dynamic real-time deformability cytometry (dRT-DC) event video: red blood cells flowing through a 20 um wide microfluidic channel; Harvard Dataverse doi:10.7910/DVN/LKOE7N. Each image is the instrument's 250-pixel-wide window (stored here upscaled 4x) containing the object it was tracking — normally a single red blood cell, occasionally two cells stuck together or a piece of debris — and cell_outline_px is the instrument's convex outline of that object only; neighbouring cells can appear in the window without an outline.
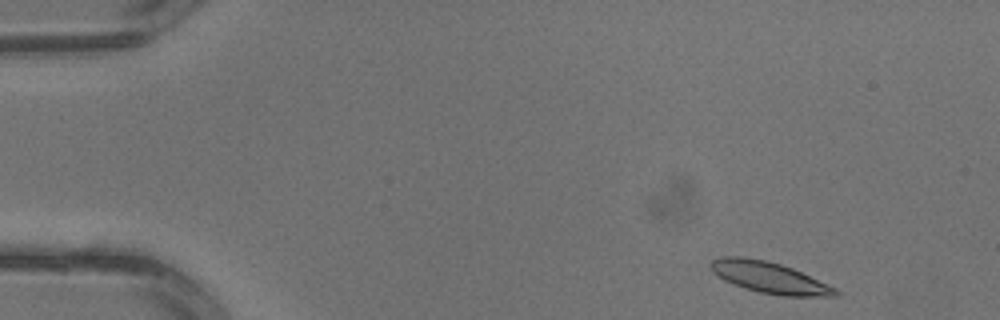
{"species": "common noctule bat (a hibernating species)", "species_latin": "Nyctalus noctula", "temperature_condition": "warm", "stored_images_in_passage": 3, "camera_frame_rate_fps": 3000, "um_per_image_px": 0.085, "animal": {"sex": "male", "body_mass_g": 13.3}, "frame": {"image": 1, "passage_image": 1, "time_ms": 0.0, "image_size_px": [1000, 320], "cell_outline_px": [[840, 292], [836, 296], [780, 296], [760, 292], [744, 288], [724, 280], [712, 272], [708, 264], [712, 260], [720, 256], [744, 256], [764, 260], [780, 264], [792, 268], [836, 288]], "centroid_in_image_um": [65.35, 23.58], "position_along_channel_um": 19.7, "area_um2": 22.72}}
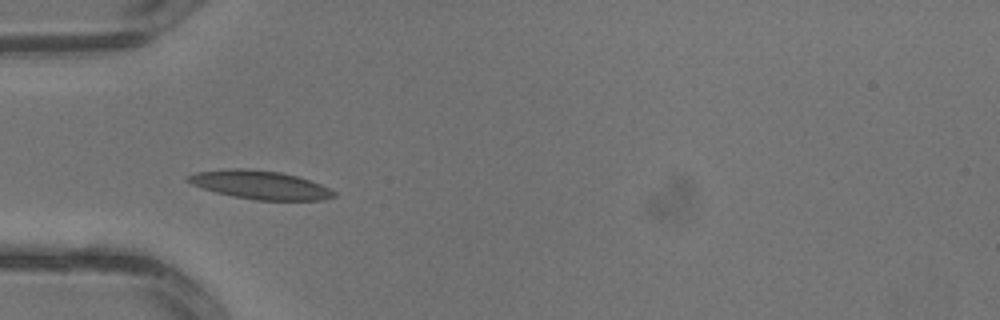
{"frame": {"image": 2, "passage_image": 3, "time_ms": 0.667, "image_size_px": [1000, 320], "cell_outline_px": [[336, 196], [324, 200], [256, 200], [232, 196], [216, 192], [192, 184], [184, 180], [188, 176], [196, 172], [232, 168], [240, 168], [280, 172], [296, 176], [320, 184], [336, 192]], "centroid_in_image_um": [22.11, 15.72], "position_along_channel_um": 62.9, "area_um2": 23.99}}